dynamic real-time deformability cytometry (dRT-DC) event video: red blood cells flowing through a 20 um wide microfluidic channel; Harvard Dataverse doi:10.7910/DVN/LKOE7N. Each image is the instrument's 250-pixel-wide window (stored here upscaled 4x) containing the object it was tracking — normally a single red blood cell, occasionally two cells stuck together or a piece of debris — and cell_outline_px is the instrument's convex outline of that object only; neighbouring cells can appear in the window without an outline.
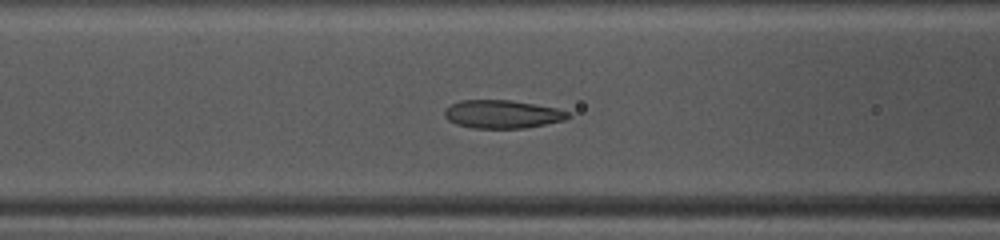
{"species": "common noctule bat (a hibernating species)", "species_latin": "Nyctalus noctula", "temperature_condition": "warm", "stored_images_in_passage": 39, "camera_frame_rate_fps": 3000, "um_per_image_px": 0.085, "animal": {"sex": "female", "body_mass_g": 10.0, "forearm_length_mm": 53.1}, "frame": {"image": 1, "passage_image": 9, "time_ms": 2.667, "image_size_px": [1000, 240], "cell_outline_px": [[572, 116], [564, 120], [524, 128], [472, 128], [456, 124], [448, 120], [444, 116], [444, 112], [452, 104], [460, 100], [508, 100], [556, 108], [568, 112]], "centroid_in_image_um": [42.68, 9.71], "position_along_channel_um": 123.9, "area_um2": 20.06}}
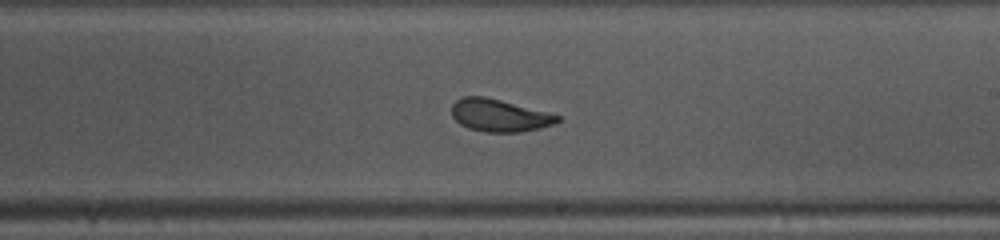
{"frame": {"image": 2, "passage_image": 18, "time_ms": 5.667, "image_size_px": [1000, 240], "cell_outline_px": [[560, 120], [552, 124], [540, 128], [520, 132], [484, 132], [468, 128], [460, 124], [452, 116], [452, 104], [460, 96], [484, 96], [548, 112], [560, 116]], "centroid_in_image_um": [42.41, 9.81], "position_along_channel_um": 246.6, "area_um2": 19.94}}
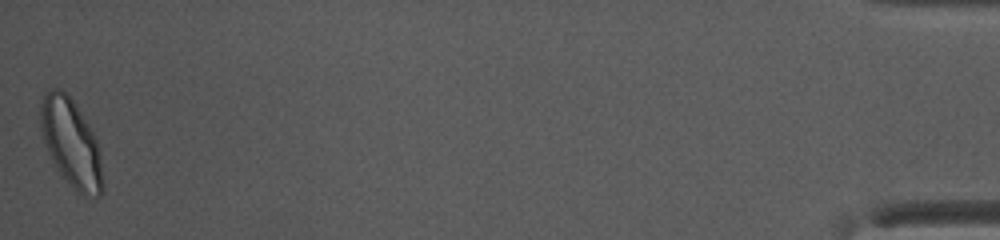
{"frame": {"image": 3, "passage_image": 39, "time_ms": 12.667, "image_size_px": [1000, 240], "cell_outline_px": [[104, 192], [100, 196], [84, 196], [76, 192], [60, 172], [52, 160], [48, 152], [44, 140], [40, 124], [40, 104], [44, 92], [52, 88], [60, 88], [68, 92], [96, 136], [100, 148], [104, 180]], "centroid_in_image_um": [6.08, 12.15], "position_along_channel_um": 429.1, "area_um2": 32.43}, "authors_computed_cell_mechanics": {"area_um2": 20.9814, "velocity_mm_per_s": 4.0863, "shape_relaxation_time_tau1_ms": 4.1952, "shape_relaxation_time_tau2_ms": 1.1768, "deformation_change_tau1": 0.1737, "deformation_change_tau2": 0.0709}}